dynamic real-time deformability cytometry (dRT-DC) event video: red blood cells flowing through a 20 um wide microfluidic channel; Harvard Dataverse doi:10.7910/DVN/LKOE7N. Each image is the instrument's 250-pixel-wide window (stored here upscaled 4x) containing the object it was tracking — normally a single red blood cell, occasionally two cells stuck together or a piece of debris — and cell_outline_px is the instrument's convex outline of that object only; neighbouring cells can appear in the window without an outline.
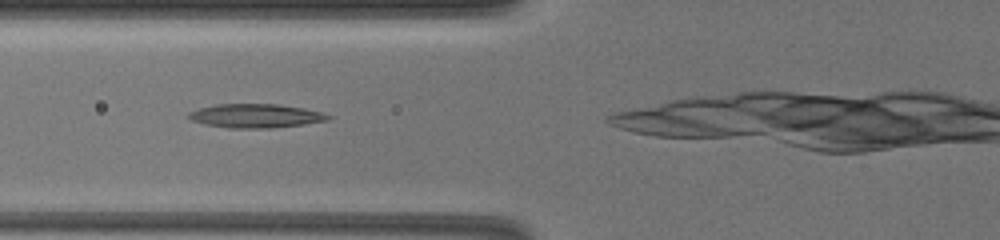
{"species": "common noctule bat (a hibernating species)", "species_latin": "Nyctalus noctula", "temperature_condition": "warm", "stored_images_in_passage": 11, "camera_frame_rate_fps": 3000, "um_per_image_px": 0.085, "animal": {"sex": "female", "body_mass_g": 19.5, "forearm_length_mm": 54.1}, "frame": {"image": 1, "passage_image": 4, "time_ms": 1.0, "image_size_px": [1000, 240], "cell_outline_px": [[332, 116], [328, 120], [304, 124], [272, 128], [228, 128], [204, 124], [192, 120], [188, 116], [188, 112], [200, 108], [216, 104], [280, 104], [304, 108], [320, 112]], "centroid_in_image_um": [21.73, 9.84], "position_along_channel_um": 104.1, "area_um2": 19.36}}
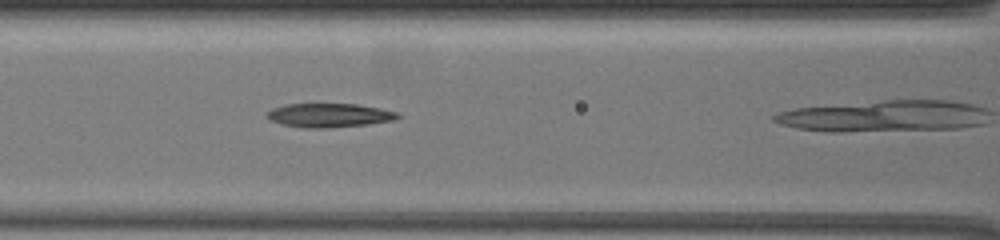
{"frame": {"image": 2, "passage_image": 7, "time_ms": 2.0, "image_size_px": [1000, 240], "cell_outline_px": [[404, 116], [396, 120], [368, 124], [328, 128], [304, 128], [284, 124], [272, 120], [264, 116], [272, 108], [288, 104], [356, 104], [380, 108], [400, 112]], "centroid_in_image_um": [28.07, 9.8], "position_along_channel_um": 138.5, "area_um2": 18.32}}
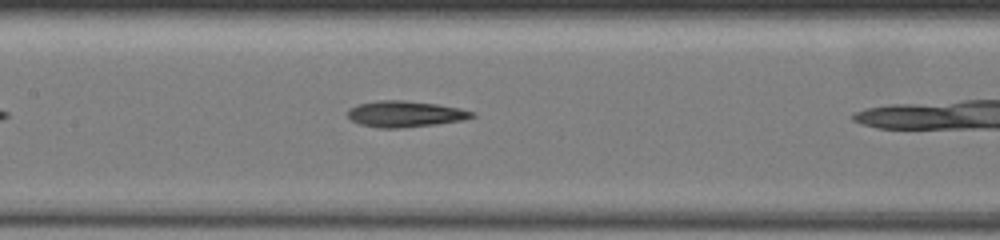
{"frame": {"image": 3, "passage_image": 10, "time_ms": 3.0, "image_size_px": [1000, 240], "cell_outline_px": [[476, 116], [464, 120], [436, 124], [404, 128], [376, 128], [360, 124], [352, 120], [348, 116], [348, 108], [360, 104], [380, 100], [404, 100], [436, 104], [460, 108], [476, 112]], "centroid_in_image_um": [34.47, 9.69], "position_along_channel_um": 172.9, "area_um2": 19.02}}